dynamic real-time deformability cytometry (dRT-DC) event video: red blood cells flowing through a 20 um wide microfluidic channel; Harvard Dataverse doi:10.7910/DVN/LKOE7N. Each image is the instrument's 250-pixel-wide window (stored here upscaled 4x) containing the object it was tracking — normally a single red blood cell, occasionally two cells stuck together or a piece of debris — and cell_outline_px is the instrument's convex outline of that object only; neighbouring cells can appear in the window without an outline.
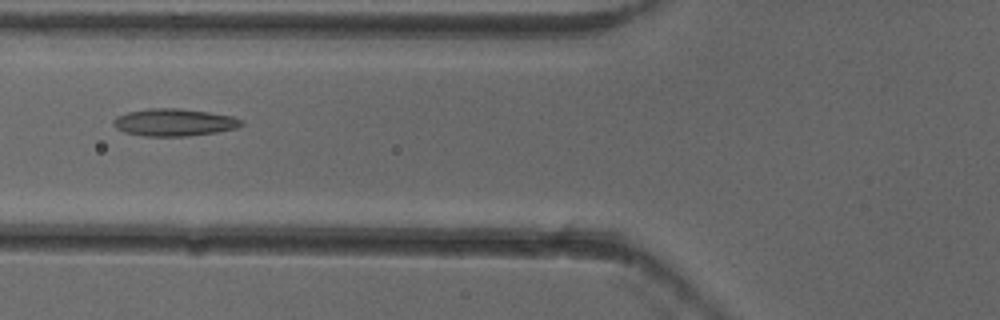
{"species": "common noctule bat (a hibernating species)", "species_latin": "Nyctalus noctula", "temperature_condition": "cold", "stored_images_in_passage": 7, "camera_frame_rate_fps": 3000, "um_per_image_px": 0.085, "animal": {"sex": "female"}, "frame": {"image": 1, "passage_image": 7, "time_ms": 2.0, "image_size_px": [1000, 320], "cell_outline_px": [[244, 124], [236, 128], [216, 132], [188, 136], [144, 136], [124, 132], [116, 128], [112, 124], [112, 120], [116, 116], [128, 112], [148, 108], [180, 108], [208, 112], [232, 116], [244, 120]], "centroid_in_image_um": [14.79, 10.4], "position_along_channel_um": 111.0, "area_um2": 20.52}}